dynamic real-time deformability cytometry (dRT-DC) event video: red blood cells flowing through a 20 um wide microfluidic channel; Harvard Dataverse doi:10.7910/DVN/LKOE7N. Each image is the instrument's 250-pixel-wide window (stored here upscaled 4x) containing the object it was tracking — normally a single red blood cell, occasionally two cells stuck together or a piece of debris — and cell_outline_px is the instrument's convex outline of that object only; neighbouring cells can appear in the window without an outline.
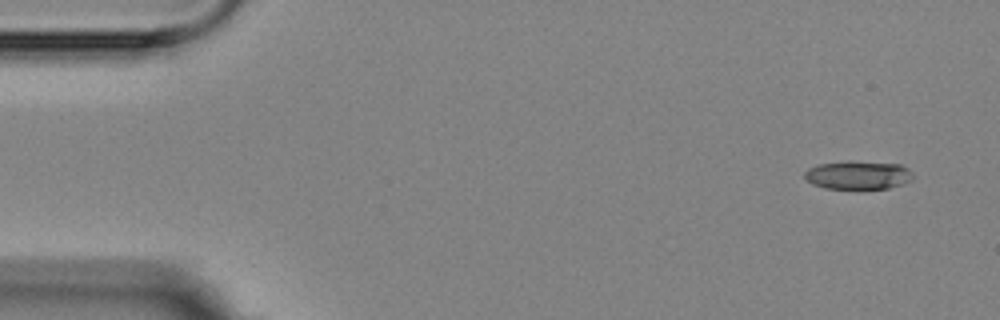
{"species": "Egyptian fruit bat (a non-hibernating species)", "species_latin": "Rousettus aegyptiacus", "temperature_condition": "room temperature", "stored_images_in_passage": 15, "camera_frame_rate_fps": 3000, "um_per_image_px": 0.085, "animal": {"sex": "female"}, "frame": {"image": 1, "passage_image": 1, "time_ms": 0.0, "image_size_px": [1000, 320], "cell_outline_px": [[912, 180], [904, 184], [888, 188], [824, 188], [812, 184], [804, 176], [804, 172], [808, 168], [820, 164], [848, 160], [900, 164], [908, 168], [912, 172]], "centroid_in_image_um": [72.95, 14.86], "position_along_channel_um": 12.1, "area_um2": 18.03}}
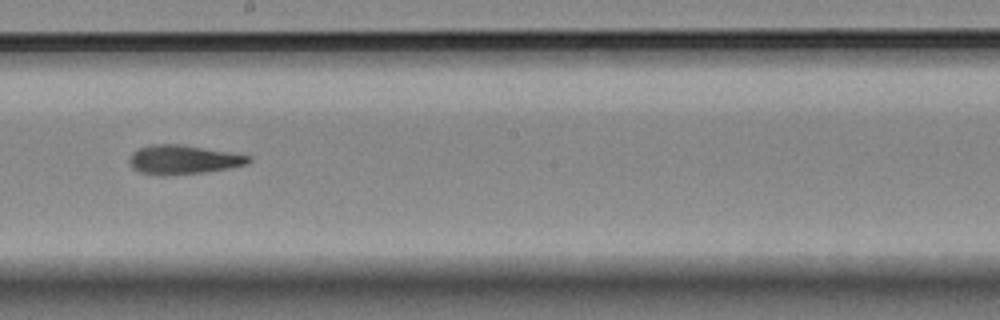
{"frame": {"image": 2, "passage_image": 9, "time_ms": 9.333, "image_size_px": [1000, 320], "cell_outline_px": [[252, 160], [248, 164], [228, 168], [204, 172], [168, 176], [160, 176], [140, 172], [132, 168], [128, 160], [128, 156], [132, 152], [148, 144], [180, 144], [252, 156]], "centroid_in_image_um": [15.53, 13.58], "position_along_channel_um": 232.7, "area_um2": 20.4}}
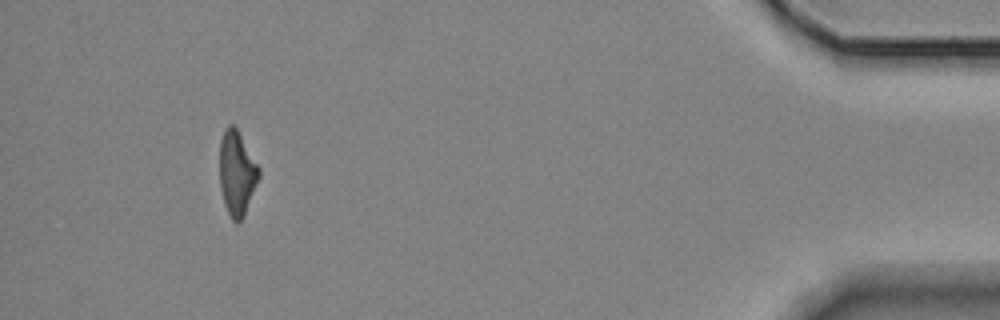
{"frame": {"image": 3, "passage_image": 15, "time_ms": 16.333, "image_size_px": [1000, 320], "cell_outline_px": [[260, 176], [244, 216], [240, 220], [232, 220], [224, 204], [220, 184], [220, 140], [224, 128], [228, 124], [232, 124], [236, 128], [260, 168]], "centroid_in_image_um": [20.13, 14.69], "position_along_channel_um": 415.1, "area_um2": 19.13}, "authors_computed_cell_mechanics": {"area_um2": 19.8832, "velocity_mm_per_s": 3.5473, "shape_relaxation_time_tau1_ms": 6.3257, "shape_relaxation_time_tau2_ms": 4.5332, "deformation_change_tau1": 0.1586, "deformation_change_tau2": 0.145}}